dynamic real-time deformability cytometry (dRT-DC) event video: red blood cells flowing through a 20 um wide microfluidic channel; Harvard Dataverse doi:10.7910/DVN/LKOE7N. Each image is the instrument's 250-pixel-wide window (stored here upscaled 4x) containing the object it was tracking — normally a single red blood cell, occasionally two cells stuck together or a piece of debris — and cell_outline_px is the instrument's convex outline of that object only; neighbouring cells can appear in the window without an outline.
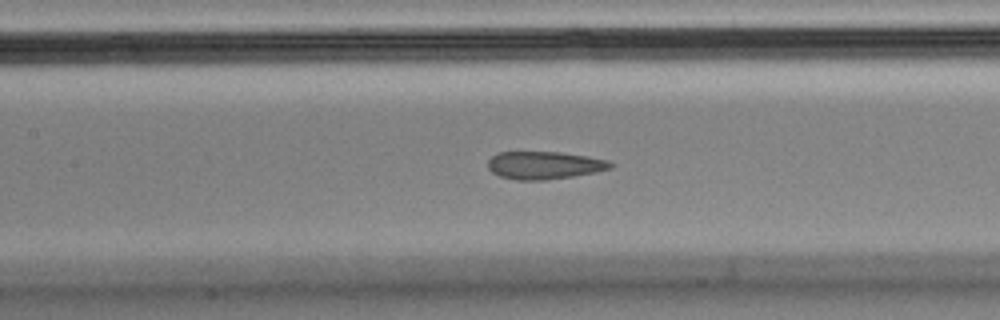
{"species": "Egyptian fruit bat (a non-hibernating species)", "species_latin": "Rousettus aegyptiacus", "temperature_condition": "cold", "stored_images_in_passage": 57, "camera_frame_rate_fps": 3000, "um_per_image_px": 0.085, "animal": {"sex": "male"}, "frame": {"image": 1, "passage_image": 25, "time_ms": 8.0, "image_size_px": [1000, 320], "cell_outline_px": [[616, 164], [612, 168], [596, 172], [572, 176], [544, 180], [516, 180], [500, 176], [492, 172], [488, 168], [488, 160], [492, 156], [500, 152], [560, 152], [608, 160]], "centroid_in_image_um": [46.28, 14.05], "position_along_channel_um": 161.1, "area_um2": 19.77}}
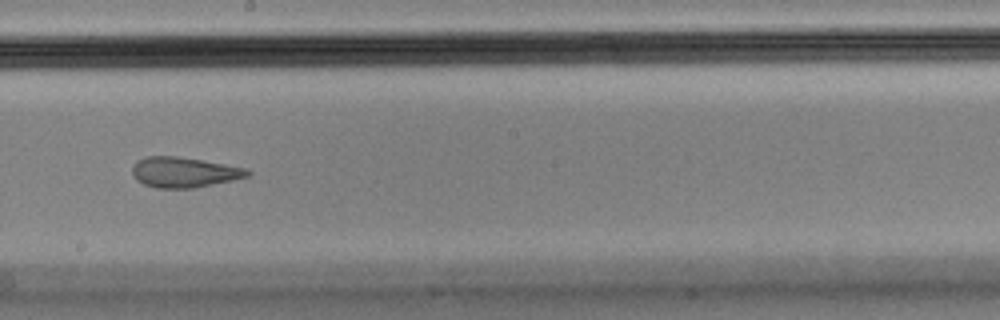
{"frame": {"image": 2, "passage_image": 31, "time_ms": 10.0, "image_size_px": [1000, 320], "cell_outline_px": [[252, 176], [192, 188], [156, 188], [144, 184], [136, 180], [132, 176], [132, 164], [136, 160], [144, 156], [176, 156], [248, 168], [252, 172]], "centroid_in_image_um": [15.62, 14.64], "position_along_channel_um": 232.6, "area_um2": 20.52}}
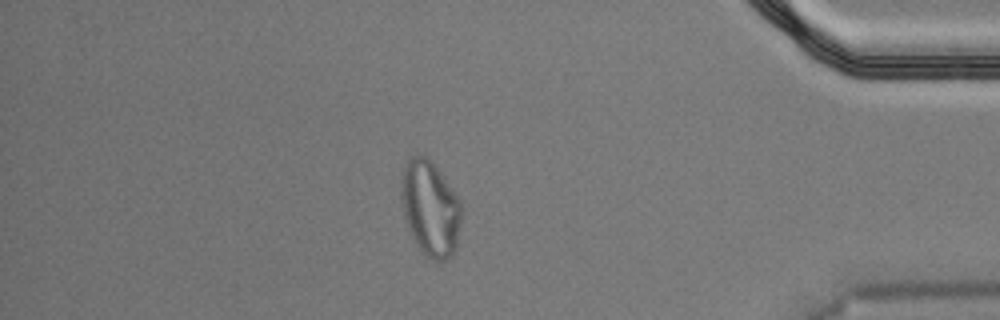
{"frame": {"image": 3, "passage_image": 48, "time_ms": 15.667, "image_size_px": [1000, 320], "cell_outline_px": [[460, 224], [456, 248], [452, 256], [444, 260], [432, 260], [424, 256], [416, 244], [408, 228], [404, 216], [400, 196], [400, 180], [404, 164], [412, 156], [424, 156], [444, 176], [460, 200]], "centroid_in_image_um": [36.54, 17.73], "position_along_channel_um": 398.7, "area_um2": 33.47}, "authors_computed_cell_mechanics": {"area_um2": 21.4438, "velocity_mm_per_s": 3.5768, "shape_relaxation_time_tau1_ms": null, "shape_relaxation_time_tau2_ms": 1.1757, "deformation_change_tau1": null, "deformation_change_tau2": 0.0949}}